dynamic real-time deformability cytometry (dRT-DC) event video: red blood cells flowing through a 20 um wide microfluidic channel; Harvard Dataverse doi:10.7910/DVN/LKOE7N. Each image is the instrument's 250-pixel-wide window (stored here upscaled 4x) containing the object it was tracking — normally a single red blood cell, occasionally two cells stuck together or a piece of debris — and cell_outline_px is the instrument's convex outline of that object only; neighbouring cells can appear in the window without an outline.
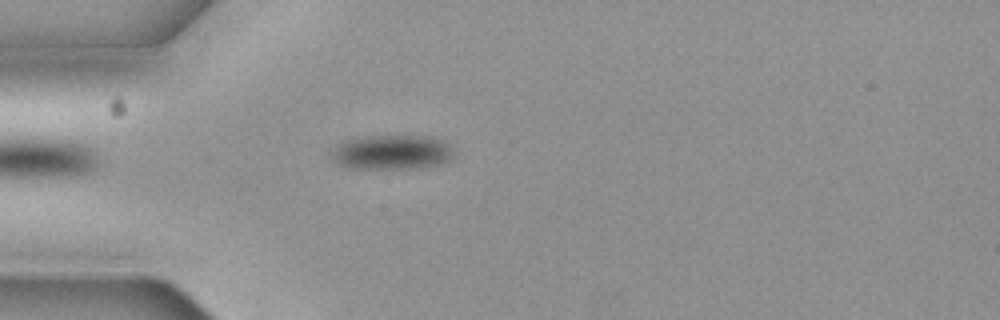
{"species": "common noctule bat (a hibernating species)", "species_latin": "Nyctalus noctula", "temperature_condition": "cold", "stored_images_in_passage": 1, "camera_frame_rate_fps": 3000, "um_per_image_px": 0.085, "animal": {"sex": "female", "body_mass_g": 19.3, "forearm_length_mm": 54.1}, "frame": {"image": 1, "passage_image": 1, "time_ms": 0.0, "image_size_px": [1000, 320], "cell_outline_px": [[452, 156], [444, 164], [420, 168], [352, 168], [340, 164], [332, 156], [336, 144], [348, 140], [368, 136], [424, 136], [444, 140], [448, 144], [452, 152]], "centroid_in_image_um": [33.36, 12.94], "position_along_channel_um": 51.6, "area_um2": 24.28}}